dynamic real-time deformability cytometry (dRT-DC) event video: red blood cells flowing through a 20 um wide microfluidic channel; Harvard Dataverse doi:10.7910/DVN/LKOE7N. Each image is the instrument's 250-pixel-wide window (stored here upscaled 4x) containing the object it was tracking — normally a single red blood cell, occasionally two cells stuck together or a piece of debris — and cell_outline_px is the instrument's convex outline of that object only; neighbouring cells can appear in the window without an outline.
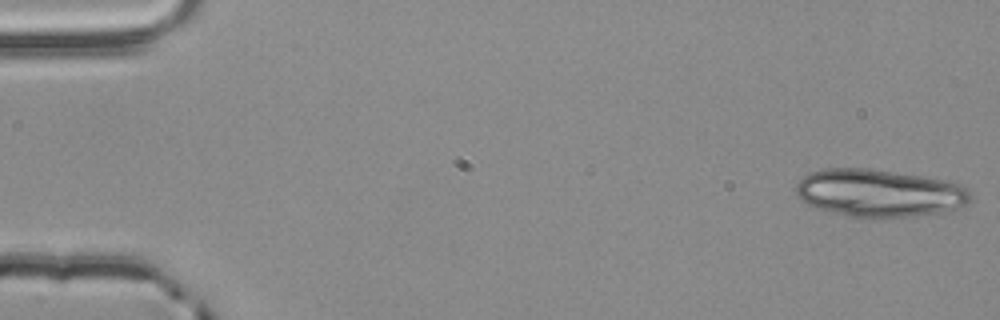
{"species": "common noctule bat (a hibernating species)", "species_latin": "Nyctalus noctula", "temperature_condition": "room temperature", "stored_images_in_passage": 16, "camera_frame_rate_fps": 3000, "um_per_image_px": 0.085, "animal": {"sex": "male", "body_mass_g": 20.4}, "frame": {"image": 1, "passage_image": 1, "time_ms": 0.0, "image_size_px": [1000, 320], "cell_outline_px": [[972, 196], [968, 204], [940, 212], [916, 216], [848, 216], [816, 208], [800, 200], [796, 196], [796, 184], [808, 172], [824, 168], [864, 168], [920, 176], [940, 180], [956, 184], [972, 192]], "centroid_in_image_um": [74.66, 16.4], "position_along_channel_um": 10.3, "area_um2": 47.69}}